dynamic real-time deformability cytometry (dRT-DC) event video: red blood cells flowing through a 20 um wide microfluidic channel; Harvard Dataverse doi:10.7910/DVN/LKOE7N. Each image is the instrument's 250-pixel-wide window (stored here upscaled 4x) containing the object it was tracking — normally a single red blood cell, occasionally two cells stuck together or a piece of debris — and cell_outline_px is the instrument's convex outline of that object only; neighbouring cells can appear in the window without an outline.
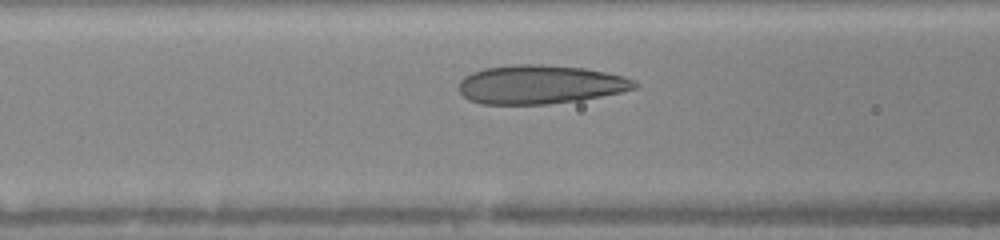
{"species": "human", "species_latin": "Homo sapiens", "temperature_condition": "warm", "stored_images_in_passage": 27, "camera_frame_rate_fps": 3000, "um_per_image_px": 0.085, "donor": {"sex": "female"}, "frame": {"image": 1, "passage_image": 5, "time_ms": 1.333, "image_size_px": [1000, 240], "cell_outline_px": [[640, 84], [636, 88], [620, 92], [580, 100], [544, 104], [480, 104], [468, 100], [460, 92], [460, 80], [464, 76], [472, 72], [484, 68], [520, 64], [544, 64], [584, 68], [624, 76], [636, 80]], "centroid_in_image_um": [45.92, 7.18], "position_along_channel_um": 120.7, "area_um2": 39.77}}
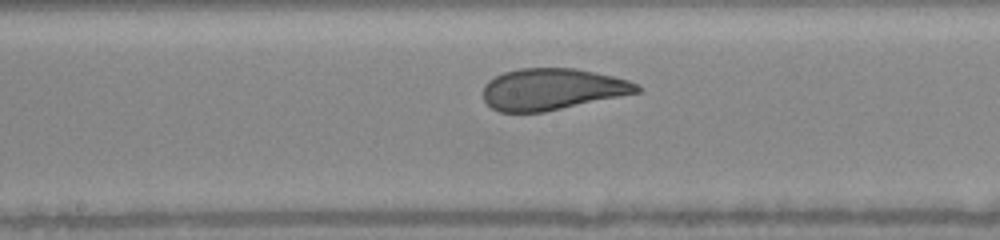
{"frame": {"image": 2, "passage_image": 11, "time_ms": 3.333, "image_size_px": [1000, 240], "cell_outline_px": [[640, 92], [544, 112], [500, 112], [492, 108], [484, 100], [484, 84], [488, 80], [504, 72], [520, 68], [576, 68], [612, 76], [628, 80], [640, 84]], "centroid_in_image_um": [46.93, 7.58], "position_along_channel_um": 201.3, "area_um2": 37.11}}
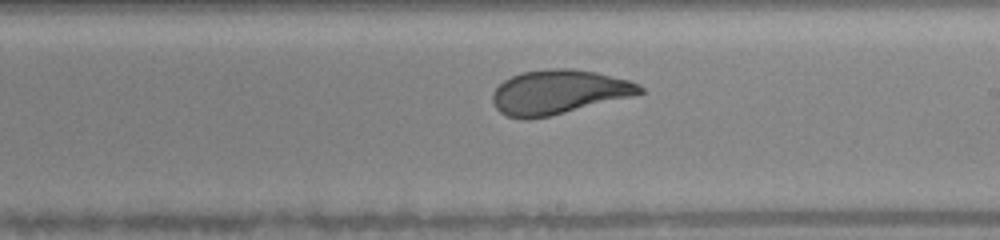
{"frame": {"image": 3, "passage_image": 14, "time_ms": 4.333, "image_size_px": [1000, 240], "cell_outline_px": [[644, 92], [632, 96], [552, 116], [528, 120], [524, 120], [508, 116], [500, 112], [496, 108], [492, 100], [492, 96], [496, 88], [504, 80], [512, 76], [524, 72], [548, 68], [568, 68], [596, 72], [628, 80], [640, 84], [644, 88]], "centroid_in_image_um": [47.48, 7.84], "position_along_channel_um": 241.5, "area_um2": 38.03}, "authors_computed_cell_mechanics": {"area_um2": 38.3214, "velocity_mm_per_s": 4.0288, "shape_relaxation_time_tau1_ms": 3.9799, "shape_relaxation_time_tau2_ms": 0.7994, "deformation_change_tau1": 0.1727, "deformation_change_tau2": 0.0666}}